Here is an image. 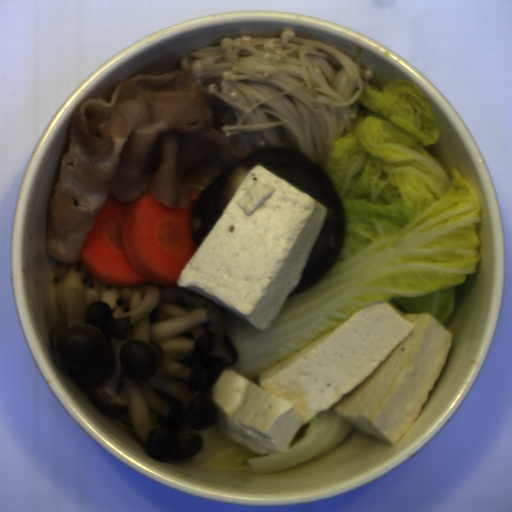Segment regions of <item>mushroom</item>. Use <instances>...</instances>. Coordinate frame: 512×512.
Wrapping results in <instances>:
<instances>
[{
  "mask_svg": "<svg viewBox=\"0 0 512 512\" xmlns=\"http://www.w3.org/2000/svg\"><path fill=\"white\" fill-rule=\"evenodd\" d=\"M262 166L326 207L325 217L302 271L288 297L317 285L335 265L343 247L345 213L328 172L299 150L281 145L259 146L223 169L198 197L191 210L192 235L202 243L247 175Z\"/></svg>",
  "mask_w": 512,
  "mask_h": 512,
  "instance_id": "mushroom-1",
  "label": "mushroom"
}]
</instances>
